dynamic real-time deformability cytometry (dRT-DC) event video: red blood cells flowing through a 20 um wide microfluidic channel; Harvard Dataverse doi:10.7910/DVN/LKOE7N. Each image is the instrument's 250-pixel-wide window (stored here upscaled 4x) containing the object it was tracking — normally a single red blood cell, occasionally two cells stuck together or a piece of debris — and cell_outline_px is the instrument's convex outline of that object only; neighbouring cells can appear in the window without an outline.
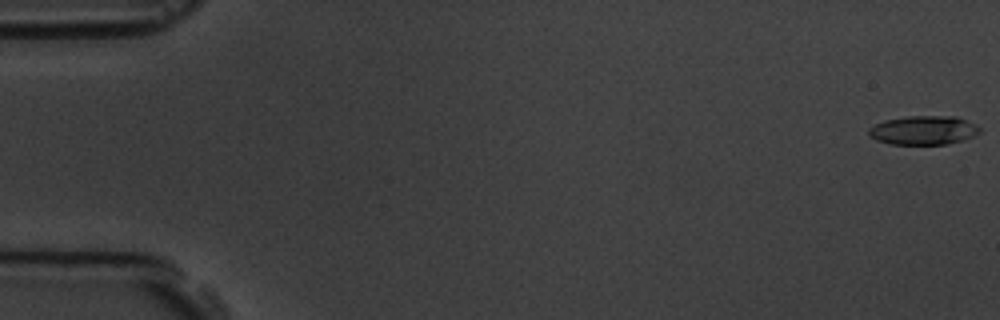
{"species": "common noctule bat (a hibernating species)", "species_latin": "Nyctalus noctula", "temperature_condition": "room temperature", "stored_images_in_passage": 7, "camera_frame_rate_fps": 3000, "um_per_image_px": 0.085, "animal": {"sex": "male", "body_mass_g": 19.5, "forearm_length_mm": 54.6}, "frame": {"image": 1, "passage_image": 1, "time_ms": 0.0, "image_size_px": [1000, 320], "cell_outline_px": [[980, 132], [964, 140], [948, 144], [892, 144], [876, 140], [868, 132], [868, 128], [884, 120], [908, 116], [956, 116], [980, 128]], "centroid_in_image_um": [78.48, 11.07], "position_along_channel_um": 6.5, "area_um2": 18.5}}
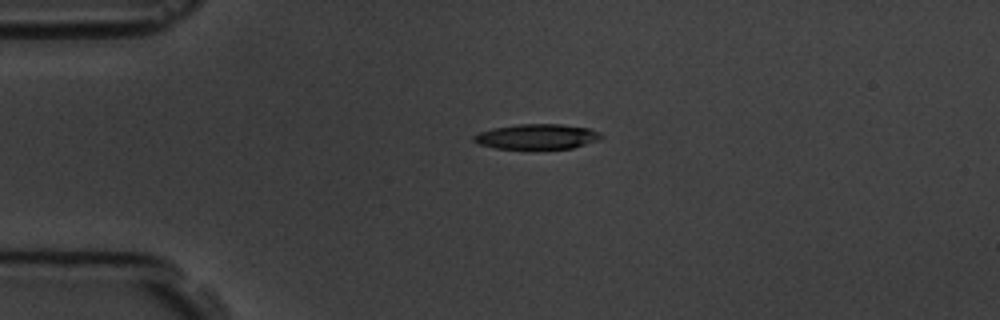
{"frame": {"image": 2, "passage_image": 5, "time_ms": 4.333, "image_size_px": [1000, 320], "cell_outline_px": [[604, 136], [600, 140], [572, 148], [496, 148], [480, 144], [472, 140], [472, 136], [480, 132], [492, 128], [516, 124], [560, 124], [588, 128], [600, 132]], "centroid_in_image_um": [45.66, 11.6], "position_along_channel_um": 39.3, "area_um2": 18.55}}